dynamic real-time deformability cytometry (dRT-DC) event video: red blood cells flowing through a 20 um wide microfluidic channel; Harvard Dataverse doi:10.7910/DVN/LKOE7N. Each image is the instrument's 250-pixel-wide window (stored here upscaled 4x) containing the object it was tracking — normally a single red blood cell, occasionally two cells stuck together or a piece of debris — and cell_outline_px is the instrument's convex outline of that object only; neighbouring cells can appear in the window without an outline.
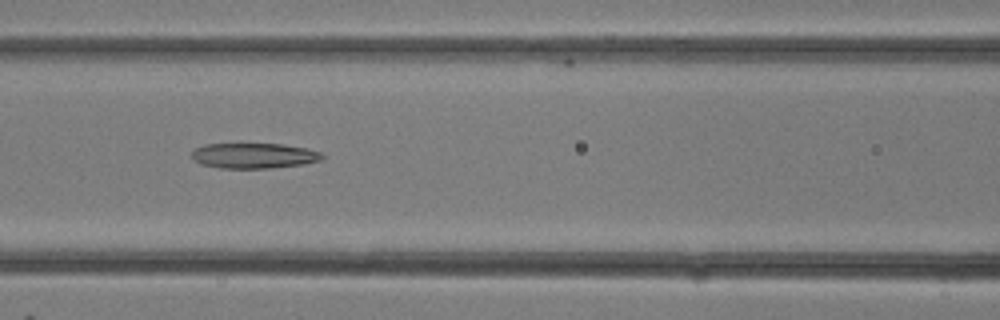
{"species": "common noctule bat (a hibernating species)", "species_latin": "Nyctalus noctula", "temperature_condition": "room temperature", "stored_images_in_passage": 32, "camera_frame_rate_fps": 3000, "um_per_image_px": 0.085, "animal": {"sex": "female"}, "frame": {"image": 1, "passage_image": 14, "time_ms": 4.333, "image_size_px": [1000, 320], "cell_outline_px": [[324, 156], [320, 160], [304, 164], [272, 168], [220, 168], [200, 164], [192, 156], [192, 152], [196, 148], [204, 144], [284, 144], [308, 148], [320, 152]], "centroid_in_image_um": [21.6, 13.23], "position_along_channel_um": 145.0, "area_um2": 19.25}}
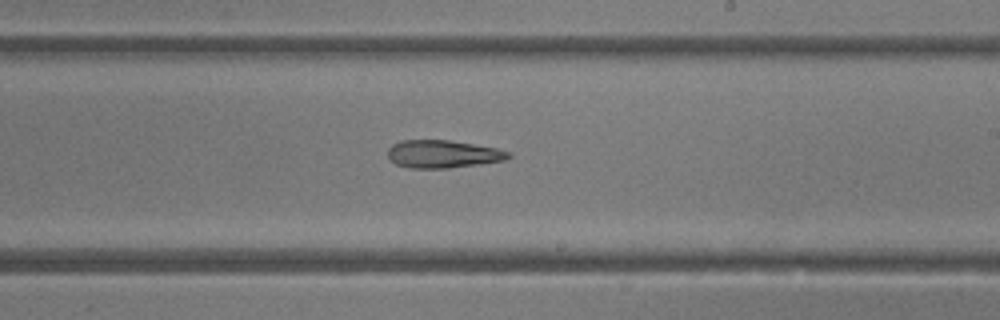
{"frame": {"image": 2, "passage_image": 19, "time_ms": 6.0, "image_size_px": [1000, 320], "cell_outline_px": [[512, 156], [504, 160], [448, 168], [408, 168], [396, 164], [388, 156], [388, 148], [392, 144], [400, 140], [448, 140], [496, 148], [512, 152]], "centroid_in_image_um": [37.62, 13.09], "position_along_channel_um": 251.4, "area_um2": 19.42}}
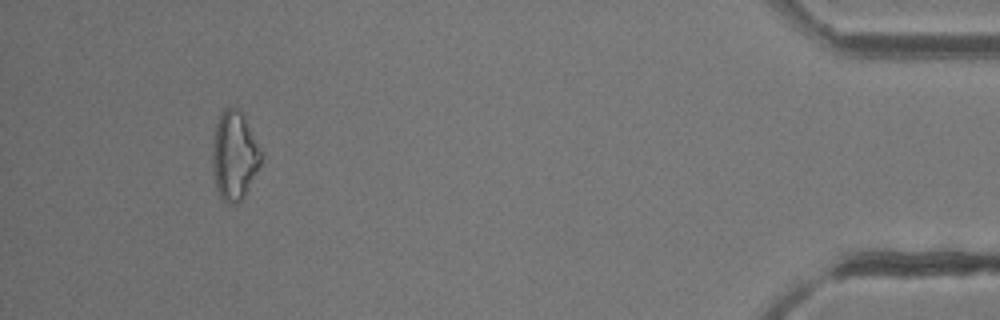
{"frame": {"image": 3, "passage_image": 30, "time_ms": 9.667, "image_size_px": [1000, 320], "cell_outline_px": [[264, 156], [244, 196], [240, 200], [232, 204], [228, 204], [220, 196], [216, 188], [212, 164], [212, 144], [216, 124], [220, 112], [224, 108], [236, 108], [244, 116]], "centroid_in_image_um": [19.91, 13.21], "position_along_channel_um": 415.3, "area_um2": 24.97}}